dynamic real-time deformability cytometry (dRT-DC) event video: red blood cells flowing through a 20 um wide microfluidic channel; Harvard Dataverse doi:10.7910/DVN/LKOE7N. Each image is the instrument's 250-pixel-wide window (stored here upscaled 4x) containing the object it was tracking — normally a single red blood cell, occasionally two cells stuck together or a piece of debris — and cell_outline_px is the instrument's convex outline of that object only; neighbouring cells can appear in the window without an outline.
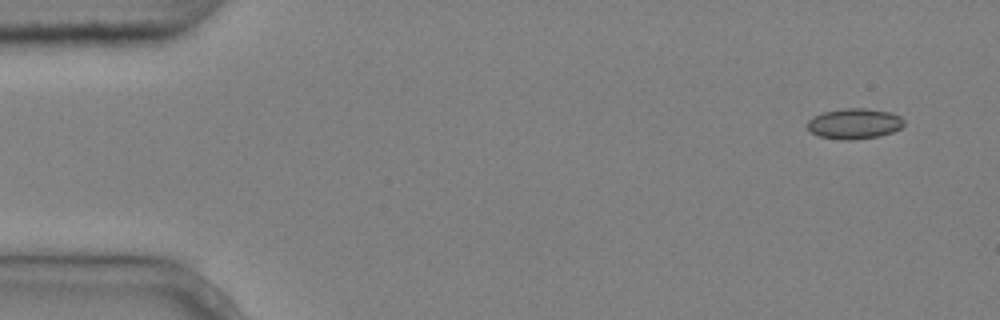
{"species": "common noctule bat (a hibernating species)", "species_latin": "Nyctalus noctula", "temperature_condition": "cold", "stored_images_in_passage": 5, "camera_frame_rate_fps": 3000, "um_per_image_px": 0.085, "animal": {"sex": "male", "body_mass_g": 20.4}, "frame": {"image": 1, "passage_image": 1, "time_ms": 0.0, "image_size_px": [1000, 320], "cell_outline_px": [[904, 124], [900, 128], [892, 132], [880, 136], [852, 140], [840, 140], [820, 136], [812, 132], [808, 128], [808, 120], [812, 116], [824, 112], [844, 108], [864, 108], [892, 112], [900, 116], [904, 120]], "centroid_in_image_um": [72.63, 10.51], "position_along_channel_um": 12.4, "area_um2": 17.22}}
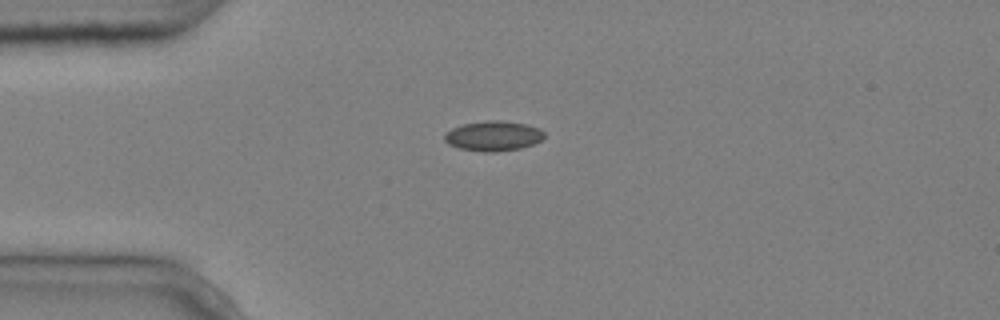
{"frame": {"image": 2, "passage_image": 4, "time_ms": 1.0, "image_size_px": [1000, 320], "cell_outline_px": [[544, 136], [540, 140], [532, 144], [520, 148], [496, 152], [484, 152], [460, 148], [448, 144], [444, 140], [444, 132], [452, 128], [464, 124], [488, 120], [500, 120], [528, 124], [540, 128], [544, 132]], "centroid_in_image_um": [41.92, 11.55], "position_along_channel_um": 43.1, "area_um2": 17.46}}